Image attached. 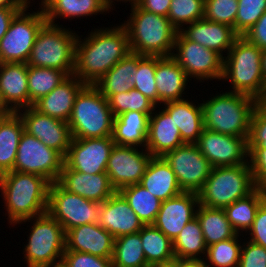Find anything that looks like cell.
I'll use <instances>...</instances> for the list:
<instances>
[{"label": "cell", "mask_w": 266, "mask_h": 267, "mask_svg": "<svg viewBox=\"0 0 266 267\" xmlns=\"http://www.w3.org/2000/svg\"><path fill=\"white\" fill-rule=\"evenodd\" d=\"M24 125V131L39 139L47 147L66 156L72 140L67 122L42 114L33 106L17 111Z\"/></svg>", "instance_id": "obj_18"}, {"label": "cell", "mask_w": 266, "mask_h": 267, "mask_svg": "<svg viewBox=\"0 0 266 267\" xmlns=\"http://www.w3.org/2000/svg\"><path fill=\"white\" fill-rule=\"evenodd\" d=\"M137 5L145 11L167 17L171 0H139Z\"/></svg>", "instance_id": "obj_53"}, {"label": "cell", "mask_w": 266, "mask_h": 267, "mask_svg": "<svg viewBox=\"0 0 266 267\" xmlns=\"http://www.w3.org/2000/svg\"><path fill=\"white\" fill-rule=\"evenodd\" d=\"M47 267H67L63 261L55 263V264H51L50 266Z\"/></svg>", "instance_id": "obj_60"}, {"label": "cell", "mask_w": 266, "mask_h": 267, "mask_svg": "<svg viewBox=\"0 0 266 267\" xmlns=\"http://www.w3.org/2000/svg\"><path fill=\"white\" fill-rule=\"evenodd\" d=\"M170 267H208V266L203 258L202 259L175 258Z\"/></svg>", "instance_id": "obj_55"}, {"label": "cell", "mask_w": 266, "mask_h": 267, "mask_svg": "<svg viewBox=\"0 0 266 267\" xmlns=\"http://www.w3.org/2000/svg\"><path fill=\"white\" fill-rule=\"evenodd\" d=\"M114 145L112 137L72 138L62 169H73L86 174L106 173Z\"/></svg>", "instance_id": "obj_15"}, {"label": "cell", "mask_w": 266, "mask_h": 267, "mask_svg": "<svg viewBox=\"0 0 266 267\" xmlns=\"http://www.w3.org/2000/svg\"><path fill=\"white\" fill-rule=\"evenodd\" d=\"M62 261L67 267H113L112 258L77 251H65Z\"/></svg>", "instance_id": "obj_48"}, {"label": "cell", "mask_w": 266, "mask_h": 267, "mask_svg": "<svg viewBox=\"0 0 266 267\" xmlns=\"http://www.w3.org/2000/svg\"><path fill=\"white\" fill-rule=\"evenodd\" d=\"M143 225H153L162 201L139 183L119 190Z\"/></svg>", "instance_id": "obj_37"}, {"label": "cell", "mask_w": 266, "mask_h": 267, "mask_svg": "<svg viewBox=\"0 0 266 267\" xmlns=\"http://www.w3.org/2000/svg\"><path fill=\"white\" fill-rule=\"evenodd\" d=\"M156 56L140 55L136 71L130 77L133 88L141 92L158 107V92L155 79Z\"/></svg>", "instance_id": "obj_41"}, {"label": "cell", "mask_w": 266, "mask_h": 267, "mask_svg": "<svg viewBox=\"0 0 266 267\" xmlns=\"http://www.w3.org/2000/svg\"><path fill=\"white\" fill-rule=\"evenodd\" d=\"M23 132L24 125L17 112L0 115V175L13 170Z\"/></svg>", "instance_id": "obj_32"}, {"label": "cell", "mask_w": 266, "mask_h": 267, "mask_svg": "<svg viewBox=\"0 0 266 267\" xmlns=\"http://www.w3.org/2000/svg\"><path fill=\"white\" fill-rule=\"evenodd\" d=\"M114 116L100 90L86 84L77 94L68 120L72 138H103L113 135Z\"/></svg>", "instance_id": "obj_6"}, {"label": "cell", "mask_w": 266, "mask_h": 267, "mask_svg": "<svg viewBox=\"0 0 266 267\" xmlns=\"http://www.w3.org/2000/svg\"><path fill=\"white\" fill-rule=\"evenodd\" d=\"M196 218L207 246L233 238L238 234L229 223L224 209L210 208L199 204Z\"/></svg>", "instance_id": "obj_35"}, {"label": "cell", "mask_w": 266, "mask_h": 267, "mask_svg": "<svg viewBox=\"0 0 266 267\" xmlns=\"http://www.w3.org/2000/svg\"><path fill=\"white\" fill-rule=\"evenodd\" d=\"M107 100L114 118L129 111H138L150 116L156 107L152 101L135 88L127 92L113 94Z\"/></svg>", "instance_id": "obj_43"}, {"label": "cell", "mask_w": 266, "mask_h": 267, "mask_svg": "<svg viewBox=\"0 0 266 267\" xmlns=\"http://www.w3.org/2000/svg\"><path fill=\"white\" fill-rule=\"evenodd\" d=\"M205 0H171L167 15L170 23L180 31L186 25L204 18Z\"/></svg>", "instance_id": "obj_44"}, {"label": "cell", "mask_w": 266, "mask_h": 267, "mask_svg": "<svg viewBox=\"0 0 266 267\" xmlns=\"http://www.w3.org/2000/svg\"><path fill=\"white\" fill-rule=\"evenodd\" d=\"M86 84L70 75L49 94L33 104V107L47 116L68 122L77 94Z\"/></svg>", "instance_id": "obj_26"}, {"label": "cell", "mask_w": 266, "mask_h": 267, "mask_svg": "<svg viewBox=\"0 0 266 267\" xmlns=\"http://www.w3.org/2000/svg\"><path fill=\"white\" fill-rule=\"evenodd\" d=\"M139 54L130 52L110 69L95 86L107 99L113 94L127 92L133 88L130 77L137 69Z\"/></svg>", "instance_id": "obj_34"}, {"label": "cell", "mask_w": 266, "mask_h": 267, "mask_svg": "<svg viewBox=\"0 0 266 267\" xmlns=\"http://www.w3.org/2000/svg\"><path fill=\"white\" fill-rule=\"evenodd\" d=\"M247 233L250 235L249 241L266 248V199L257 209L253 225Z\"/></svg>", "instance_id": "obj_51"}, {"label": "cell", "mask_w": 266, "mask_h": 267, "mask_svg": "<svg viewBox=\"0 0 266 267\" xmlns=\"http://www.w3.org/2000/svg\"><path fill=\"white\" fill-rule=\"evenodd\" d=\"M115 238L98 223L76 226L65 233V251L112 258Z\"/></svg>", "instance_id": "obj_21"}, {"label": "cell", "mask_w": 266, "mask_h": 267, "mask_svg": "<svg viewBox=\"0 0 266 267\" xmlns=\"http://www.w3.org/2000/svg\"><path fill=\"white\" fill-rule=\"evenodd\" d=\"M139 184L162 202L183 193L175 173L163 157H152Z\"/></svg>", "instance_id": "obj_29"}, {"label": "cell", "mask_w": 266, "mask_h": 267, "mask_svg": "<svg viewBox=\"0 0 266 267\" xmlns=\"http://www.w3.org/2000/svg\"><path fill=\"white\" fill-rule=\"evenodd\" d=\"M45 23L38 31L28 66L55 68L73 75L78 34L62 25ZM70 29V30H69Z\"/></svg>", "instance_id": "obj_7"}, {"label": "cell", "mask_w": 266, "mask_h": 267, "mask_svg": "<svg viewBox=\"0 0 266 267\" xmlns=\"http://www.w3.org/2000/svg\"><path fill=\"white\" fill-rule=\"evenodd\" d=\"M195 144L212 167L248 163V142L245 137L225 135L204 128Z\"/></svg>", "instance_id": "obj_17"}, {"label": "cell", "mask_w": 266, "mask_h": 267, "mask_svg": "<svg viewBox=\"0 0 266 267\" xmlns=\"http://www.w3.org/2000/svg\"><path fill=\"white\" fill-rule=\"evenodd\" d=\"M163 108L177 125L182 141L195 144L204 129L203 109L201 103L181 99L162 104ZM165 105V106H164ZM197 105V106H196Z\"/></svg>", "instance_id": "obj_28"}, {"label": "cell", "mask_w": 266, "mask_h": 267, "mask_svg": "<svg viewBox=\"0 0 266 267\" xmlns=\"http://www.w3.org/2000/svg\"><path fill=\"white\" fill-rule=\"evenodd\" d=\"M57 182L67 191L99 203L116 192L107 173L86 174L73 169H62Z\"/></svg>", "instance_id": "obj_24"}, {"label": "cell", "mask_w": 266, "mask_h": 267, "mask_svg": "<svg viewBox=\"0 0 266 267\" xmlns=\"http://www.w3.org/2000/svg\"><path fill=\"white\" fill-rule=\"evenodd\" d=\"M91 30L85 38L78 36L73 75L85 84L95 85L131 50L123 24Z\"/></svg>", "instance_id": "obj_1"}, {"label": "cell", "mask_w": 266, "mask_h": 267, "mask_svg": "<svg viewBox=\"0 0 266 267\" xmlns=\"http://www.w3.org/2000/svg\"><path fill=\"white\" fill-rule=\"evenodd\" d=\"M114 1H117V2H121L122 1V2H125V4H126V2L127 3L129 2L130 5H135V4L138 3L139 0H104V3L109 9L114 10L112 8L114 6L113 3H115Z\"/></svg>", "instance_id": "obj_57"}, {"label": "cell", "mask_w": 266, "mask_h": 267, "mask_svg": "<svg viewBox=\"0 0 266 267\" xmlns=\"http://www.w3.org/2000/svg\"><path fill=\"white\" fill-rule=\"evenodd\" d=\"M149 116L138 111H129L113 119L115 145L146 148Z\"/></svg>", "instance_id": "obj_31"}, {"label": "cell", "mask_w": 266, "mask_h": 267, "mask_svg": "<svg viewBox=\"0 0 266 267\" xmlns=\"http://www.w3.org/2000/svg\"><path fill=\"white\" fill-rule=\"evenodd\" d=\"M266 11V0H238L234 32L243 36Z\"/></svg>", "instance_id": "obj_45"}, {"label": "cell", "mask_w": 266, "mask_h": 267, "mask_svg": "<svg viewBox=\"0 0 266 267\" xmlns=\"http://www.w3.org/2000/svg\"><path fill=\"white\" fill-rule=\"evenodd\" d=\"M256 188L248 162L235 166L212 167L209 177L197 194L201 205L224 209Z\"/></svg>", "instance_id": "obj_8"}, {"label": "cell", "mask_w": 266, "mask_h": 267, "mask_svg": "<svg viewBox=\"0 0 266 267\" xmlns=\"http://www.w3.org/2000/svg\"><path fill=\"white\" fill-rule=\"evenodd\" d=\"M9 111L4 107L1 98H0V115L7 114Z\"/></svg>", "instance_id": "obj_59"}, {"label": "cell", "mask_w": 266, "mask_h": 267, "mask_svg": "<svg viewBox=\"0 0 266 267\" xmlns=\"http://www.w3.org/2000/svg\"><path fill=\"white\" fill-rule=\"evenodd\" d=\"M101 203L85 199L64 189L57 181L49 187L47 212L68 230L99 222Z\"/></svg>", "instance_id": "obj_11"}, {"label": "cell", "mask_w": 266, "mask_h": 267, "mask_svg": "<svg viewBox=\"0 0 266 267\" xmlns=\"http://www.w3.org/2000/svg\"><path fill=\"white\" fill-rule=\"evenodd\" d=\"M26 5L12 20L0 40V63H27L36 35L47 22L43 8L27 12Z\"/></svg>", "instance_id": "obj_10"}, {"label": "cell", "mask_w": 266, "mask_h": 267, "mask_svg": "<svg viewBox=\"0 0 266 267\" xmlns=\"http://www.w3.org/2000/svg\"><path fill=\"white\" fill-rule=\"evenodd\" d=\"M51 182L45 177L8 171L0 175V197L8 214V223L18 222L47 212L49 187Z\"/></svg>", "instance_id": "obj_2"}, {"label": "cell", "mask_w": 266, "mask_h": 267, "mask_svg": "<svg viewBox=\"0 0 266 267\" xmlns=\"http://www.w3.org/2000/svg\"><path fill=\"white\" fill-rule=\"evenodd\" d=\"M171 57L181 66L189 79L196 78L195 80L200 82L222 79L223 58L215 51L186 39L179 31Z\"/></svg>", "instance_id": "obj_13"}, {"label": "cell", "mask_w": 266, "mask_h": 267, "mask_svg": "<svg viewBox=\"0 0 266 267\" xmlns=\"http://www.w3.org/2000/svg\"><path fill=\"white\" fill-rule=\"evenodd\" d=\"M113 267H150L143 252L140 231L115 238Z\"/></svg>", "instance_id": "obj_39"}, {"label": "cell", "mask_w": 266, "mask_h": 267, "mask_svg": "<svg viewBox=\"0 0 266 267\" xmlns=\"http://www.w3.org/2000/svg\"><path fill=\"white\" fill-rule=\"evenodd\" d=\"M0 98L9 112L29 107L26 63H0Z\"/></svg>", "instance_id": "obj_22"}, {"label": "cell", "mask_w": 266, "mask_h": 267, "mask_svg": "<svg viewBox=\"0 0 266 267\" xmlns=\"http://www.w3.org/2000/svg\"><path fill=\"white\" fill-rule=\"evenodd\" d=\"M24 7H0V40L7 33L10 23Z\"/></svg>", "instance_id": "obj_54"}, {"label": "cell", "mask_w": 266, "mask_h": 267, "mask_svg": "<svg viewBox=\"0 0 266 267\" xmlns=\"http://www.w3.org/2000/svg\"><path fill=\"white\" fill-rule=\"evenodd\" d=\"M265 199L266 192L256 188L246 197L238 199L224 208L229 223L238 234L243 231L245 234L252 227L257 209Z\"/></svg>", "instance_id": "obj_36"}, {"label": "cell", "mask_w": 266, "mask_h": 267, "mask_svg": "<svg viewBox=\"0 0 266 267\" xmlns=\"http://www.w3.org/2000/svg\"><path fill=\"white\" fill-rule=\"evenodd\" d=\"M242 245L238 267H266V248L251 241Z\"/></svg>", "instance_id": "obj_50"}, {"label": "cell", "mask_w": 266, "mask_h": 267, "mask_svg": "<svg viewBox=\"0 0 266 267\" xmlns=\"http://www.w3.org/2000/svg\"><path fill=\"white\" fill-rule=\"evenodd\" d=\"M129 19L122 23L129 36L130 50L148 56L169 57L172 55L178 30L168 17L131 5Z\"/></svg>", "instance_id": "obj_3"}, {"label": "cell", "mask_w": 266, "mask_h": 267, "mask_svg": "<svg viewBox=\"0 0 266 267\" xmlns=\"http://www.w3.org/2000/svg\"><path fill=\"white\" fill-rule=\"evenodd\" d=\"M207 245L204 240L201 226L195 217L187 223L173 241L175 258L204 259ZM201 255V256H200Z\"/></svg>", "instance_id": "obj_38"}, {"label": "cell", "mask_w": 266, "mask_h": 267, "mask_svg": "<svg viewBox=\"0 0 266 267\" xmlns=\"http://www.w3.org/2000/svg\"><path fill=\"white\" fill-rule=\"evenodd\" d=\"M248 148H266V106L259 102L253 110Z\"/></svg>", "instance_id": "obj_47"}, {"label": "cell", "mask_w": 266, "mask_h": 267, "mask_svg": "<svg viewBox=\"0 0 266 267\" xmlns=\"http://www.w3.org/2000/svg\"><path fill=\"white\" fill-rule=\"evenodd\" d=\"M63 165L64 157L58 151L23 132L12 171L36 174L54 183L58 181Z\"/></svg>", "instance_id": "obj_12"}, {"label": "cell", "mask_w": 266, "mask_h": 267, "mask_svg": "<svg viewBox=\"0 0 266 267\" xmlns=\"http://www.w3.org/2000/svg\"><path fill=\"white\" fill-rule=\"evenodd\" d=\"M235 237L207 246L204 258L208 267H238L242 245ZM240 242V243H239Z\"/></svg>", "instance_id": "obj_42"}, {"label": "cell", "mask_w": 266, "mask_h": 267, "mask_svg": "<svg viewBox=\"0 0 266 267\" xmlns=\"http://www.w3.org/2000/svg\"><path fill=\"white\" fill-rule=\"evenodd\" d=\"M176 175L183 192L198 193L210 175L212 166L196 144H183L163 156Z\"/></svg>", "instance_id": "obj_14"}, {"label": "cell", "mask_w": 266, "mask_h": 267, "mask_svg": "<svg viewBox=\"0 0 266 267\" xmlns=\"http://www.w3.org/2000/svg\"><path fill=\"white\" fill-rule=\"evenodd\" d=\"M68 75L59 69L28 66L29 107L49 94Z\"/></svg>", "instance_id": "obj_40"}, {"label": "cell", "mask_w": 266, "mask_h": 267, "mask_svg": "<svg viewBox=\"0 0 266 267\" xmlns=\"http://www.w3.org/2000/svg\"><path fill=\"white\" fill-rule=\"evenodd\" d=\"M32 222L28 243L23 249L27 267H47L62 261L66 249L65 232L61 224L48 212L18 222Z\"/></svg>", "instance_id": "obj_9"}, {"label": "cell", "mask_w": 266, "mask_h": 267, "mask_svg": "<svg viewBox=\"0 0 266 267\" xmlns=\"http://www.w3.org/2000/svg\"><path fill=\"white\" fill-rule=\"evenodd\" d=\"M186 39L215 51L222 58L227 55L238 35L233 28L205 18L194 21L179 31Z\"/></svg>", "instance_id": "obj_23"}, {"label": "cell", "mask_w": 266, "mask_h": 267, "mask_svg": "<svg viewBox=\"0 0 266 267\" xmlns=\"http://www.w3.org/2000/svg\"><path fill=\"white\" fill-rule=\"evenodd\" d=\"M199 204L198 194L193 192L167 199L161 203L153 225L173 242L183 227L196 217Z\"/></svg>", "instance_id": "obj_19"}, {"label": "cell", "mask_w": 266, "mask_h": 267, "mask_svg": "<svg viewBox=\"0 0 266 267\" xmlns=\"http://www.w3.org/2000/svg\"><path fill=\"white\" fill-rule=\"evenodd\" d=\"M155 79L158 92V106L166 102L184 99V91L188 87L189 80H191L171 56H156Z\"/></svg>", "instance_id": "obj_27"}, {"label": "cell", "mask_w": 266, "mask_h": 267, "mask_svg": "<svg viewBox=\"0 0 266 267\" xmlns=\"http://www.w3.org/2000/svg\"><path fill=\"white\" fill-rule=\"evenodd\" d=\"M250 43L258 48L266 49V11L259 20L243 35Z\"/></svg>", "instance_id": "obj_52"}, {"label": "cell", "mask_w": 266, "mask_h": 267, "mask_svg": "<svg viewBox=\"0 0 266 267\" xmlns=\"http://www.w3.org/2000/svg\"><path fill=\"white\" fill-rule=\"evenodd\" d=\"M47 23L56 25L55 19L83 18L111 11L104 0H41ZM61 16V17H60Z\"/></svg>", "instance_id": "obj_30"}, {"label": "cell", "mask_w": 266, "mask_h": 267, "mask_svg": "<svg viewBox=\"0 0 266 267\" xmlns=\"http://www.w3.org/2000/svg\"><path fill=\"white\" fill-rule=\"evenodd\" d=\"M31 0H0V7H25Z\"/></svg>", "instance_id": "obj_56"}, {"label": "cell", "mask_w": 266, "mask_h": 267, "mask_svg": "<svg viewBox=\"0 0 266 267\" xmlns=\"http://www.w3.org/2000/svg\"><path fill=\"white\" fill-rule=\"evenodd\" d=\"M156 108L149 116L146 149L153 157H163L185 143L170 115L164 109L157 112Z\"/></svg>", "instance_id": "obj_25"}, {"label": "cell", "mask_w": 266, "mask_h": 267, "mask_svg": "<svg viewBox=\"0 0 266 267\" xmlns=\"http://www.w3.org/2000/svg\"><path fill=\"white\" fill-rule=\"evenodd\" d=\"M262 49L238 36L227 56L223 58L221 80L230 82L229 92L251 96L261 102L266 95V81L262 76Z\"/></svg>", "instance_id": "obj_4"}, {"label": "cell", "mask_w": 266, "mask_h": 267, "mask_svg": "<svg viewBox=\"0 0 266 267\" xmlns=\"http://www.w3.org/2000/svg\"><path fill=\"white\" fill-rule=\"evenodd\" d=\"M98 224L114 238L137 233L144 226L119 191L101 203Z\"/></svg>", "instance_id": "obj_20"}, {"label": "cell", "mask_w": 266, "mask_h": 267, "mask_svg": "<svg viewBox=\"0 0 266 267\" xmlns=\"http://www.w3.org/2000/svg\"><path fill=\"white\" fill-rule=\"evenodd\" d=\"M248 162L256 187L266 192V148H248Z\"/></svg>", "instance_id": "obj_49"}, {"label": "cell", "mask_w": 266, "mask_h": 267, "mask_svg": "<svg viewBox=\"0 0 266 267\" xmlns=\"http://www.w3.org/2000/svg\"><path fill=\"white\" fill-rule=\"evenodd\" d=\"M208 99L201 103L204 128L248 140L251 116L259 102L251 96L229 91Z\"/></svg>", "instance_id": "obj_5"}, {"label": "cell", "mask_w": 266, "mask_h": 267, "mask_svg": "<svg viewBox=\"0 0 266 267\" xmlns=\"http://www.w3.org/2000/svg\"><path fill=\"white\" fill-rule=\"evenodd\" d=\"M238 0H205L204 18L208 21L235 26Z\"/></svg>", "instance_id": "obj_46"}, {"label": "cell", "mask_w": 266, "mask_h": 267, "mask_svg": "<svg viewBox=\"0 0 266 267\" xmlns=\"http://www.w3.org/2000/svg\"><path fill=\"white\" fill-rule=\"evenodd\" d=\"M261 67L263 79L266 81V49L262 50Z\"/></svg>", "instance_id": "obj_58"}, {"label": "cell", "mask_w": 266, "mask_h": 267, "mask_svg": "<svg viewBox=\"0 0 266 267\" xmlns=\"http://www.w3.org/2000/svg\"><path fill=\"white\" fill-rule=\"evenodd\" d=\"M152 157L146 148L114 145L106 166L112 187L119 191L139 183Z\"/></svg>", "instance_id": "obj_16"}, {"label": "cell", "mask_w": 266, "mask_h": 267, "mask_svg": "<svg viewBox=\"0 0 266 267\" xmlns=\"http://www.w3.org/2000/svg\"><path fill=\"white\" fill-rule=\"evenodd\" d=\"M143 252L150 267H170L175 260L173 242L154 225L140 230Z\"/></svg>", "instance_id": "obj_33"}, {"label": "cell", "mask_w": 266, "mask_h": 267, "mask_svg": "<svg viewBox=\"0 0 266 267\" xmlns=\"http://www.w3.org/2000/svg\"><path fill=\"white\" fill-rule=\"evenodd\" d=\"M261 103H263L266 106V95H265L264 99L261 101Z\"/></svg>", "instance_id": "obj_61"}]
</instances>
